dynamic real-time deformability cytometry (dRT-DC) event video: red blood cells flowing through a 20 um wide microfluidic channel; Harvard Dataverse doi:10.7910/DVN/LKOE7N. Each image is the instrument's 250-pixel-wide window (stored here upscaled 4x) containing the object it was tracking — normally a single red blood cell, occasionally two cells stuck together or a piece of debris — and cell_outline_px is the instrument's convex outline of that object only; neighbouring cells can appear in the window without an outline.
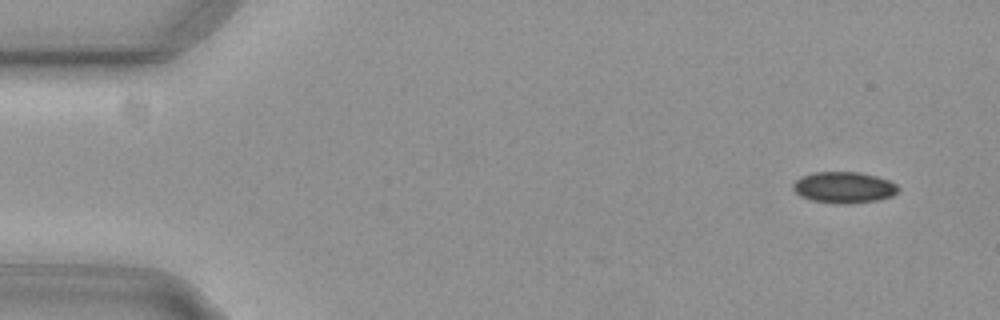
{"species": "common noctule bat (a hibernating species)", "species_latin": "Nyctalus noctula", "temperature_condition": "cold", "stored_images_in_passage": 53, "camera_frame_rate_fps": 3000, "um_per_image_px": 0.085, "animal": {"sex": "female", "body_mass_g": 29.2, "forearm_length_mm": 56.3}, "frame": {"image": 1, "passage_image": 2, "time_ms": 0.333, "image_size_px": [1000, 320], "cell_outline_px": [[900, 188], [892, 196], [876, 200], [848, 204], [836, 204], [812, 200], [800, 196], [792, 188], [792, 184], [796, 180], [804, 176], [816, 172], [860, 172], [876, 176], [888, 180], [896, 184]], "centroid_in_image_um": [71.73, 15.94], "position_along_channel_um": 13.3, "area_um2": 19.07}}
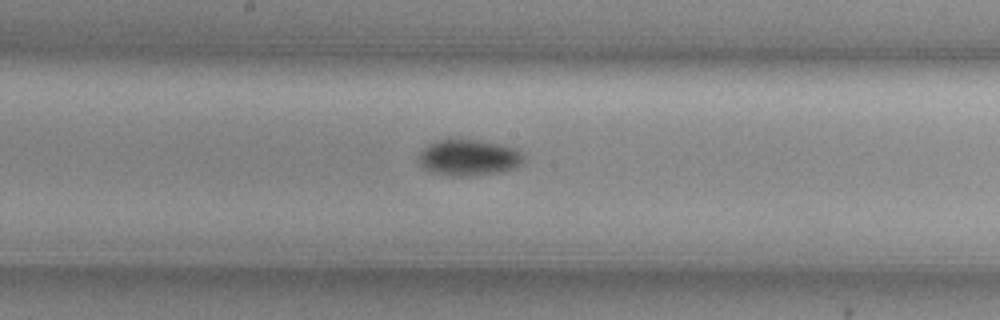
{"frame": {"image": 2, "passage_image": 27, "time_ms": 8.667, "image_size_px": [1000, 320], "cell_outline_px": [[524, 160], [516, 168], [500, 172], [472, 176], [448, 176], [428, 172], [420, 168], [416, 160], [420, 152], [428, 144], [436, 140], [448, 136], [476, 140], [500, 144], [516, 148], [524, 156]], "centroid_in_image_um": [39.75, 13.38], "position_along_channel_um": 208.5, "area_um2": 23.12}}
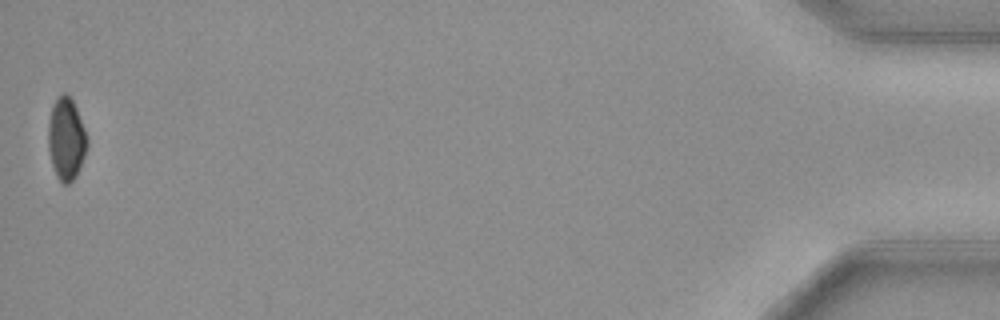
{"frame": {"image": 3, "passage_image": 53, "time_ms": 17.333, "image_size_px": [1000, 320], "cell_outline_px": [[88, 144], [80, 168], [76, 176], [68, 184], [64, 184], [56, 176], [52, 164], [48, 148], [48, 124], [52, 108], [56, 100], [64, 92], [72, 100], [76, 108], [84, 128], [88, 140]], "centroid_in_image_um": [5.63, 11.84], "position_along_channel_um": 429.6, "area_um2": 18.38}, "authors_computed_cell_mechanics": {"area_um2": 20.1722, "velocity_mm_per_s": 3.7421, "shape_relaxation_time_tau1_ms": 5.7304, "shape_relaxation_time_tau2_ms": null, "deformation_change_tau1": 0.0795, "deformation_change_tau2": null}}